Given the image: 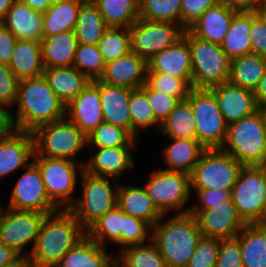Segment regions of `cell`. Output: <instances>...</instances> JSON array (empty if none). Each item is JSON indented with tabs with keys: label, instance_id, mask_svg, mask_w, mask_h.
Here are the masks:
<instances>
[{
	"label": "cell",
	"instance_id": "cell-50",
	"mask_svg": "<svg viewBox=\"0 0 266 267\" xmlns=\"http://www.w3.org/2000/svg\"><path fill=\"white\" fill-rule=\"evenodd\" d=\"M141 89L146 93L148 102L153 110L155 118L162 123L169 113L175 108L179 100L165 93L152 89L145 83Z\"/></svg>",
	"mask_w": 266,
	"mask_h": 267
},
{
	"label": "cell",
	"instance_id": "cell-5",
	"mask_svg": "<svg viewBox=\"0 0 266 267\" xmlns=\"http://www.w3.org/2000/svg\"><path fill=\"white\" fill-rule=\"evenodd\" d=\"M183 37L191 49L192 88H210L226 83L230 76L231 59L221 45L196 37L189 29Z\"/></svg>",
	"mask_w": 266,
	"mask_h": 267
},
{
	"label": "cell",
	"instance_id": "cell-52",
	"mask_svg": "<svg viewBox=\"0 0 266 267\" xmlns=\"http://www.w3.org/2000/svg\"><path fill=\"white\" fill-rule=\"evenodd\" d=\"M197 193L199 203L189 207L188 213L196 217L200 212L215 207L221 202L231 200V190L191 189Z\"/></svg>",
	"mask_w": 266,
	"mask_h": 267
},
{
	"label": "cell",
	"instance_id": "cell-17",
	"mask_svg": "<svg viewBox=\"0 0 266 267\" xmlns=\"http://www.w3.org/2000/svg\"><path fill=\"white\" fill-rule=\"evenodd\" d=\"M203 237L226 239L236 237L246 225L232 199L200 212L196 216Z\"/></svg>",
	"mask_w": 266,
	"mask_h": 267
},
{
	"label": "cell",
	"instance_id": "cell-26",
	"mask_svg": "<svg viewBox=\"0 0 266 267\" xmlns=\"http://www.w3.org/2000/svg\"><path fill=\"white\" fill-rule=\"evenodd\" d=\"M105 248L86 234L55 267H115V253L109 255Z\"/></svg>",
	"mask_w": 266,
	"mask_h": 267
},
{
	"label": "cell",
	"instance_id": "cell-53",
	"mask_svg": "<svg viewBox=\"0 0 266 267\" xmlns=\"http://www.w3.org/2000/svg\"><path fill=\"white\" fill-rule=\"evenodd\" d=\"M215 267H243L239 238L220 239V249Z\"/></svg>",
	"mask_w": 266,
	"mask_h": 267
},
{
	"label": "cell",
	"instance_id": "cell-25",
	"mask_svg": "<svg viewBox=\"0 0 266 267\" xmlns=\"http://www.w3.org/2000/svg\"><path fill=\"white\" fill-rule=\"evenodd\" d=\"M237 12L220 3L208 8L189 30L200 39L221 45Z\"/></svg>",
	"mask_w": 266,
	"mask_h": 267
},
{
	"label": "cell",
	"instance_id": "cell-68",
	"mask_svg": "<svg viewBox=\"0 0 266 267\" xmlns=\"http://www.w3.org/2000/svg\"><path fill=\"white\" fill-rule=\"evenodd\" d=\"M263 5L266 4V0H259Z\"/></svg>",
	"mask_w": 266,
	"mask_h": 267
},
{
	"label": "cell",
	"instance_id": "cell-21",
	"mask_svg": "<svg viewBox=\"0 0 266 267\" xmlns=\"http://www.w3.org/2000/svg\"><path fill=\"white\" fill-rule=\"evenodd\" d=\"M134 147L137 146L95 148L90 160L84 162V170L95 176L118 179L135 167L131 154Z\"/></svg>",
	"mask_w": 266,
	"mask_h": 267
},
{
	"label": "cell",
	"instance_id": "cell-33",
	"mask_svg": "<svg viewBox=\"0 0 266 267\" xmlns=\"http://www.w3.org/2000/svg\"><path fill=\"white\" fill-rule=\"evenodd\" d=\"M266 72V57L248 54L230 61L228 82L237 87L254 91Z\"/></svg>",
	"mask_w": 266,
	"mask_h": 267
},
{
	"label": "cell",
	"instance_id": "cell-36",
	"mask_svg": "<svg viewBox=\"0 0 266 267\" xmlns=\"http://www.w3.org/2000/svg\"><path fill=\"white\" fill-rule=\"evenodd\" d=\"M106 25L93 0H85L79 9L75 34L80 44L98 45L103 37Z\"/></svg>",
	"mask_w": 266,
	"mask_h": 267
},
{
	"label": "cell",
	"instance_id": "cell-61",
	"mask_svg": "<svg viewBox=\"0 0 266 267\" xmlns=\"http://www.w3.org/2000/svg\"><path fill=\"white\" fill-rule=\"evenodd\" d=\"M8 128L7 114L0 108V135Z\"/></svg>",
	"mask_w": 266,
	"mask_h": 267
},
{
	"label": "cell",
	"instance_id": "cell-31",
	"mask_svg": "<svg viewBox=\"0 0 266 267\" xmlns=\"http://www.w3.org/2000/svg\"><path fill=\"white\" fill-rule=\"evenodd\" d=\"M206 148L196 139H175L163 149L166 171H181L190 174Z\"/></svg>",
	"mask_w": 266,
	"mask_h": 267
},
{
	"label": "cell",
	"instance_id": "cell-9",
	"mask_svg": "<svg viewBox=\"0 0 266 267\" xmlns=\"http://www.w3.org/2000/svg\"><path fill=\"white\" fill-rule=\"evenodd\" d=\"M243 165L220 148L205 149L190 175V189L232 190Z\"/></svg>",
	"mask_w": 266,
	"mask_h": 267
},
{
	"label": "cell",
	"instance_id": "cell-63",
	"mask_svg": "<svg viewBox=\"0 0 266 267\" xmlns=\"http://www.w3.org/2000/svg\"><path fill=\"white\" fill-rule=\"evenodd\" d=\"M257 13L263 18L264 22L266 23V4L262 5Z\"/></svg>",
	"mask_w": 266,
	"mask_h": 267
},
{
	"label": "cell",
	"instance_id": "cell-58",
	"mask_svg": "<svg viewBox=\"0 0 266 267\" xmlns=\"http://www.w3.org/2000/svg\"><path fill=\"white\" fill-rule=\"evenodd\" d=\"M254 95L258 107L266 104V72L254 90Z\"/></svg>",
	"mask_w": 266,
	"mask_h": 267
},
{
	"label": "cell",
	"instance_id": "cell-64",
	"mask_svg": "<svg viewBox=\"0 0 266 267\" xmlns=\"http://www.w3.org/2000/svg\"><path fill=\"white\" fill-rule=\"evenodd\" d=\"M259 111L262 114L263 119H264V123L266 125V104L259 106Z\"/></svg>",
	"mask_w": 266,
	"mask_h": 267
},
{
	"label": "cell",
	"instance_id": "cell-10",
	"mask_svg": "<svg viewBox=\"0 0 266 267\" xmlns=\"http://www.w3.org/2000/svg\"><path fill=\"white\" fill-rule=\"evenodd\" d=\"M231 199L245 224H261L266 202V166H243L231 190Z\"/></svg>",
	"mask_w": 266,
	"mask_h": 267
},
{
	"label": "cell",
	"instance_id": "cell-42",
	"mask_svg": "<svg viewBox=\"0 0 266 267\" xmlns=\"http://www.w3.org/2000/svg\"><path fill=\"white\" fill-rule=\"evenodd\" d=\"M136 143L137 139L127 130L106 122L87 135V145L92 144L94 148L136 146Z\"/></svg>",
	"mask_w": 266,
	"mask_h": 267
},
{
	"label": "cell",
	"instance_id": "cell-29",
	"mask_svg": "<svg viewBox=\"0 0 266 267\" xmlns=\"http://www.w3.org/2000/svg\"><path fill=\"white\" fill-rule=\"evenodd\" d=\"M8 67L19 80L43 75L45 67L40 42L18 39Z\"/></svg>",
	"mask_w": 266,
	"mask_h": 267
},
{
	"label": "cell",
	"instance_id": "cell-28",
	"mask_svg": "<svg viewBox=\"0 0 266 267\" xmlns=\"http://www.w3.org/2000/svg\"><path fill=\"white\" fill-rule=\"evenodd\" d=\"M77 44L74 30L63 31L44 38L40 42L44 67L73 66Z\"/></svg>",
	"mask_w": 266,
	"mask_h": 267
},
{
	"label": "cell",
	"instance_id": "cell-55",
	"mask_svg": "<svg viewBox=\"0 0 266 267\" xmlns=\"http://www.w3.org/2000/svg\"><path fill=\"white\" fill-rule=\"evenodd\" d=\"M17 40L13 33L0 23V64L9 65Z\"/></svg>",
	"mask_w": 266,
	"mask_h": 267
},
{
	"label": "cell",
	"instance_id": "cell-13",
	"mask_svg": "<svg viewBox=\"0 0 266 267\" xmlns=\"http://www.w3.org/2000/svg\"><path fill=\"white\" fill-rule=\"evenodd\" d=\"M131 52L146 61L174 45L183 37L184 29L172 22L138 19L130 28Z\"/></svg>",
	"mask_w": 266,
	"mask_h": 267
},
{
	"label": "cell",
	"instance_id": "cell-37",
	"mask_svg": "<svg viewBox=\"0 0 266 267\" xmlns=\"http://www.w3.org/2000/svg\"><path fill=\"white\" fill-rule=\"evenodd\" d=\"M160 133L168 139H196L193 110L188 99L180 100L167 118L161 123Z\"/></svg>",
	"mask_w": 266,
	"mask_h": 267
},
{
	"label": "cell",
	"instance_id": "cell-32",
	"mask_svg": "<svg viewBox=\"0 0 266 267\" xmlns=\"http://www.w3.org/2000/svg\"><path fill=\"white\" fill-rule=\"evenodd\" d=\"M237 237L243 267H266V225L246 224Z\"/></svg>",
	"mask_w": 266,
	"mask_h": 267
},
{
	"label": "cell",
	"instance_id": "cell-19",
	"mask_svg": "<svg viewBox=\"0 0 266 267\" xmlns=\"http://www.w3.org/2000/svg\"><path fill=\"white\" fill-rule=\"evenodd\" d=\"M209 89L214 93L227 124L239 121L259 110L254 91L237 87L229 82L212 86Z\"/></svg>",
	"mask_w": 266,
	"mask_h": 267
},
{
	"label": "cell",
	"instance_id": "cell-45",
	"mask_svg": "<svg viewBox=\"0 0 266 267\" xmlns=\"http://www.w3.org/2000/svg\"><path fill=\"white\" fill-rule=\"evenodd\" d=\"M105 64L97 45L77 44L73 67L82 72L89 80L100 79Z\"/></svg>",
	"mask_w": 266,
	"mask_h": 267
},
{
	"label": "cell",
	"instance_id": "cell-67",
	"mask_svg": "<svg viewBox=\"0 0 266 267\" xmlns=\"http://www.w3.org/2000/svg\"><path fill=\"white\" fill-rule=\"evenodd\" d=\"M3 212H4V208L2 207V204H0V219H1Z\"/></svg>",
	"mask_w": 266,
	"mask_h": 267
},
{
	"label": "cell",
	"instance_id": "cell-47",
	"mask_svg": "<svg viewBox=\"0 0 266 267\" xmlns=\"http://www.w3.org/2000/svg\"><path fill=\"white\" fill-rule=\"evenodd\" d=\"M152 227L145 221L124 213V225L121 230V250L126 247L146 243L151 239Z\"/></svg>",
	"mask_w": 266,
	"mask_h": 267
},
{
	"label": "cell",
	"instance_id": "cell-49",
	"mask_svg": "<svg viewBox=\"0 0 266 267\" xmlns=\"http://www.w3.org/2000/svg\"><path fill=\"white\" fill-rule=\"evenodd\" d=\"M19 81L7 65L0 64V108L6 114L17 100Z\"/></svg>",
	"mask_w": 266,
	"mask_h": 267
},
{
	"label": "cell",
	"instance_id": "cell-12",
	"mask_svg": "<svg viewBox=\"0 0 266 267\" xmlns=\"http://www.w3.org/2000/svg\"><path fill=\"white\" fill-rule=\"evenodd\" d=\"M153 204L162 214L175 210L176 214L188 213L184 205L191 197L190 175L181 171H166L161 168L151 172L144 186Z\"/></svg>",
	"mask_w": 266,
	"mask_h": 267
},
{
	"label": "cell",
	"instance_id": "cell-40",
	"mask_svg": "<svg viewBox=\"0 0 266 267\" xmlns=\"http://www.w3.org/2000/svg\"><path fill=\"white\" fill-rule=\"evenodd\" d=\"M124 225V212L116 206L101 216L87 231L86 234L95 242L105 247L109 239L111 243L121 245V230ZM107 239V240H106Z\"/></svg>",
	"mask_w": 266,
	"mask_h": 267
},
{
	"label": "cell",
	"instance_id": "cell-38",
	"mask_svg": "<svg viewBox=\"0 0 266 267\" xmlns=\"http://www.w3.org/2000/svg\"><path fill=\"white\" fill-rule=\"evenodd\" d=\"M108 27L130 28L139 19V0H93Z\"/></svg>",
	"mask_w": 266,
	"mask_h": 267
},
{
	"label": "cell",
	"instance_id": "cell-51",
	"mask_svg": "<svg viewBox=\"0 0 266 267\" xmlns=\"http://www.w3.org/2000/svg\"><path fill=\"white\" fill-rule=\"evenodd\" d=\"M220 3L221 0H182L180 26L189 29L208 8Z\"/></svg>",
	"mask_w": 266,
	"mask_h": 267
},
{
	"label": "cell",
	"instance_id": "cell-6",
	"mask_svg": "<svg viewBox=\"0 0 266 267\" xmlns=\"http://www.w3.org/2000/svg\"><path fill=\"white\" fill-rule=\"evenodd\" d=\"M34 150L38 156L69 159L87 146V136L67 117L43 124L33 132Z\"/></svg>",
	"mask_w": 266,
	"mask_h": 267
},
{
	"label": "cell",
	"instance_id": "cell-18",
	"mask_svg": "<svg viewBox=\"0 0 266 267\" xmlns=\"http://www.w3.org/2000/svg\"><path fill=\"white\" fill-rule=\"evenodd\" d=\"M32 132L7 128L0 135V179L26 167L34 155Z\"/></svg>",
	"mask_w": 266,
	"mask_h": 267
},
{
	"label": "cell",
	"instance_id": "cell-16",
	"mask_svg": "<svg viewBox=\"0 0 266 267\" xmlns=\"http://www.w3.org/2000/svg\"><path fill=\"white\" fill-rule=\"evenodd\" d=\"M66 117L86 136L102 122L100 80L90 81L87 86L66 105Z\"/></svg>",
	"mask_w": 266,
	"mask_h": 267
},
{
	"label": "cell",
	"instance_id": "cell-41",
	"mask_svg": "<svg viewBox=\"0 0 266 267\" xmlns=\"http://www.w3.org/2000/svg\"><path fill=\"white\" fill-rule=\"evenodd\" d=\"M128 111L132 124V136L137 139L139 130L156 126L160 130L161 123L155 118L153 110L148 102L146 93L141 89L131 91L128 103Z\"/></svg>",
	"mask_w": 266,
	"mask_h": 267
},
{
	"label": "cell",
	"instance_id": "cell-35",
	"mask_svg": "<svg viewBox=\"0 0 266 267\" xmlns=\"http://www.w3.org/2000/svg\"><path fill=\"white\" fill-rule=\"evenodd\" d=\"M253 20V12H237L225 36L222 49L232 60L236 57L252 53L249 31Z\"/></svg>",
	"mask_w": 266,
	"mask_h": 267
},
{
	"label": "cell",
	"instance_id": "cell-4",
	"mask_svg": "<svg viewBox=\"0 0 266 267\" xmlns=\"http://www.w3.org/2000/svg\"><path fill=\"white\" fill-rule=\"evenodd\" d=\"M220 149L243 166H266V125L260 111L228 124Z\"/></svg>",
	"mask_w": 266,
	"mask_h": 267
},
{
	"label": "cell",
	"instance_id": "cell-22",
	"mask_svg": "<svg viewBox=\"0 0 266 267\" xmlns=\"http://www.w3.org/2000/svg\"><path fill=\"white\" fill-rule=\"evenodd\" d=\"M147 72H159L177 78H192L191 49L182 37L147 61Z\"/></svg>",
	"mask_w": 266,
	"mask_h": 267
},
{
	"label": "cell",
	"instance_id": "cell-2",
	"mask_svg": "<svg viewBox=\"0 0 266 267\" xmlns=\"http://www.w3.org/2000/svg\"><path fill=\"white\" fill-rule=\"evenodd\" d=\"M86 231L69 209L47 214L27 258L34 267H55Z\"/></svg>",
	"mask_w": 266,
	"mask_h": 267
},
{
	"label": "cell",
	"instance_id": "cell-59",
	"mask_svg": "<svg viewBox=\"0 0 266 267\" xmlns=\"http://www.w3.org/2000/svg\"><path fill=\"white\" fill-rule=\"evenodd\" d=\"M31 9L44 13L50 6L48 0H21Z\"/></svg>",
	"mask_w": 266,
	"mask_h": 267
},
{
	"label": "cell",
	"instance_id": "cell-3",
	"mask_svg": "<svg viewBox=\"0 0 266 267\" xmlns=\"http://www.w3.org/2000/svg\"><path fill=\"white\" fill-rule=\"evenodd\" d=\"M164 216L166 214L152 227L151 239L163 256L166 267H186L202 237L197 219L185 213L175 214L163 222Z\"/></svg>",
	"mask_w": 266,
	"mask_h": 267
},
{
	"label": "cell",
	"instance_id": "cell-30",
	"mask_svg": "<svg viewBox=\"0 0 266 267\" xmlns=\"http://www.w3.org/2000/svg\"><path fill=\"white\" fill-rule=\"evenodd\" d=\"M43 75L53 92L66 105L91 81L73 66L45 68Z\"/></svg>",
	"mask_w": 266,
	"mask_h": 267
},
{
	"label": "cell",
	"instance_id": "cell-8",
	"mask_svg": "<svg viewBox=\"0 0 266 267\" xmlns=\"http://www.w3.org/2000/svg\"><path fill=\"white\" fill-rule=\"evenodd\" d=\"M32 161L38 166L49 199L59 209H69L76 200L73 194L77 190V168L81 174L85 163L78 166L69 159L46 158L35 152Z\"/></svg>",
	"mask_w": 266,
	"mask_h": 267
},
{
	"label": "cell",
	"instance_id": "cell-56",
	"mask_svg": "<svg viewBox=\"0 0 266 267\" xmlns=\"http://www.w3.org/2000/svg\"><path fill=\"white\" fill-rule=\"evenodd\" d=\"M221 3L238 12H257L263 5L259 0H221Z\"/></svg>",
	"mask_w": 266,
	"mask_h": 267
},
{
	"label": "cell",
	"instance_id": "cell-66",
	"mask_svg": "<svg viewBox=\"0 0 266 267\" xmlns=\"http://www.w3.org/2000/svg\"><path fill=\"white\" fill-rule=\"evenodd\" d=\"M60 1H63V0H48L49 5L57 4Z\"/></svg>",
	"mask_w": 266,
	"mask_h": 267
},
{
	"label": "cell",
	"instance_id": "cell-7",
	"mask_svg": "<svg viewBox=\"0 0 266 267\" xmlns=\"http://www.w3.org/2000/svg\"><path fill=\"white\" fill-rule=\"evenodd\" d=\"M82 197L77 198L69 210L87 231L101 216L117 206L119 184L115 188L107 177L95 176L85 170L81 173Z\"/></svg>",
	"mask_w": 266,
	"mask_h": 267
},
{
	"label": "cell",
	"instance_id": "cell-24",
	"mask_svg": "<svg viewBox=\"0 0 266 267\" xmlns=\"http://www.w3.org/2000/svg\"><path fill=\"white\" fill-rule=\"evenodd\" d=\"M131 89L113 86L100 81V101L103 120L120 126L132 135V124L128 111Z\"/></svg>",
	"mask_w": 266,
	"mask_h": 267
},
{
	"label": "cell",
	"instance_id": "cell-54",
	"mask_svg": "<svg viewBox=\"0 0 266 267\" xmlns=\"http://www.w3.org/2000/svg\"><path fill=\"white\" fill-rule=\"evenodd\" d=\"M249 37L252 54L266 57V23L257 12H253Z\"/></svg>",
	"mask_w": 266,
	"mask_h": 267
},
{
	"label": "cell",
	"instance_id": "cell-27",
	"mask_svg": "<svg viewBox=\"0 0 266 267\" xmlns=\"http://www.w3.org/2000/svg\"><path fill=\"white\" fill-rule=\"evenodd\" d=\"M117 206L127 215L139 218L153 227L163 214L153 204L145 187L119 185Z\"/></svg>",
	"mask_w": 266,
	"mask_h": 267
},
{
	"label": "cell",
	"instance_id": "cell-44",
	"mask_svg": "<svg viewBox=\"0 0 266 267\" xmlns=\"http://www.w3.org/2000/svg\"><path fill=\"white\" fill-rule=\"evenodd\" d=\"M97 46L105 63L125 56L131 51L129 28L108 27Z\"/></svg>",
	"mask_w": 266,
	"mask_h": 267
},
{
	"label": "cell",
	"instance_id": "cell-11",
	"mask_svg": "<svg viewBox=\"0 0 266 267\" xmlns=\"http://www.w3.org/2000/svg\"><path fill=\"white\" fill-rule=\"evenodd\" d=\"M195 118L197 140L206 148H221L228 124L214 93L208 88H192L187 97Z\"/></svg>",
	"mask_w": 266,
	"mask_h": 267
},
{
	"label": "cell",
	"instance_id": "cell-46",
	"mask_svg": "<svg viewBox=\"0 0 266 267\" xmlns=\"http://www.w3.org/2000/svg\"><path fill=\"white\" fill-rule=\"evenodd\" d=\"M146 83L152 89L176 97L179 101L187 99L192 89V78H177L159 72H147Z\"/></svg>",
	"mask_w": 266,
	"mask_h": 267
},
{
	"label": "cell",
	"instance_id": "cell-57",
	"mask_svg": "<svg viewBox=\"0 0 266 267\" xmlns=\"http://www.w3.org/2000/svg\"><path fill=\"white\" fill-rule=\"evenodd\" d=\"M21 258L22 257L13 249L7 247L5 244L0 243V267L11 266Z\"/></svg>",
	"mask_w": 266,
	"mask_h": 267
},
{
	"label": "cell",
	"instance_id": "cell-43",
	"mask_svg": "<svg viewBox=\"0 0 266 267\" xmlns=\"http://www.w3.org/2000/svg\"><path fill=\"white\" fill-rule=\"evenodd\" d=\"M182 0H139V18L180 25Z\"/></svg>",
	"mask_w": 266,
	"mask_h": 267
},
{
	"label": "cell",
	"instance_id": "cell-23",
	"mask_svg": "<svg viewBox=\"0 0 266 267\" xmlns=\"http://www.w3.org/2000/svg\"><path fill=\"white\" fill-rule=\"evenodd\" d=\"M19 40L41 42L43 36V13L31 9L21 0H14L1 22Z\"/></svg>",
	"mask_w": 266,
	"mask_h": 267
},
{
	"label": "cell",
	"instance_id": "cell-15",
	"mask_svg": "<svg viewBox=\"0 0 266 267\" xmlns=\"http://www.w3.org/2000/svg\"><path fill=\"white\" fill-rule=\"evenodd\" d=\"M16 181L8 208L51 214L59 208L49 199L38 166L32 161Z\"/></svg>",
	"mask_w": 266,
	"mask_h": 267
},
{
	"label": "cell",
	"instance_id": "cell-65",
	"mask_svg": "<svg viewBox=\"0 0 266 267\" xmlns=\"http://www.w3.org/2000/svg\"><path fill=\"white\" fill-rule=\"evenodd\" d=\"M261 224L262 225H266V202L263 208V213H262V217H261Z\"/></svg>",
	"mask_w": 266,
	"mask_h": 267
},
{
	"label": "cell",
	"instance_id": "cell-48",
	"mask_svg": "<svg viewBox=\"0 0 266 267\" xmlns=\"http://www.w3.org/2000/svg\"><path fill=\"white\" fill-rule=\"evenodd\" d=\"M219 249L220 239L202 236L186 267H215Z\"/></svg>",
	"mask_w": 266,
	"mask_h": 267
},
{
	"label": "cell",
	"instance_id": "cell-60",
	"mask_svg": "<svg viewBox=\"0 0 266 267\" xmlns=\"http://www.w3.org/2000/svg\"><path fill=\"white\" fill-rule=\"evenodd\" d=\"M14 0H0V23L4 20Z\"/></svg>",
	"mask_w": 266,
	"mask_h": 267
},
{
	"label": "cell",
	"instance_id": "cell-14",
	"mask_svg": "<svg viewBox=\"0 0 266 267\" xmlns=\"http://www.w3.org/2000/svg\"><path fill=\"white\" fill-rule=\"evenodd\" d=\"M46 214L38 211L14 210L6 208L0 219V243L13 249L22 258H27L28 252L23 253L26 246L33 243Z\"/></svg>",
	"mask_w": 266,
	"mask_h": 267
},
{
	"label": "cell",
	"instance_id": "cell-20",
	"mask_svg": "<svg viewBox=\"0 0 266 267\" xmlns=\"http://www.w3.org/2000/svg\"><path fill=\"white\" fill-rule=\"evenodd\" d=\"M147 69V61L130 51L125 56L106 63L99 80L113 86L139 89L146 83Z\"/></svg>",
	"mask_w": 266,
	"mask_h": 267
},
{
	"label": "cell",
	"instance_id": "cell-1",
	"mask_svg": "<svg viewBox=\"0 0 266 267\" xmlns=\"http://www.w3.org/2000/svg\"><path fill=\"white\" fill-rule=\"evenodd\" d=\"M17 114L7 113L9 128L33 132L37 127L66 117V104L53 92L44 75L19 81Z\"/></svg>",
	"mask_w": 266,
	"mask_h": 267
},
{
	"label": "cell",
	"instance_id": "cell-62",
	"mask_svg": "<svg viewBox=\"0 0 266 267\" xmlns=\"http://www.w3.org/2000/svg\"><path fill=\"white\" fill-rule=\"evenodd\" d=\"M8 267H34V265L29 261L28 258H21L15 264Z\"/></svg>",
	"mask_w": 266,
	"mask_h": 267
},
{
	"label": "cell",
	"instance_id": "cell-34",
	"mask_svg": "<svg viewBox=\"0 0 266 267\" xmlns=\"http://www.w3.org/2000/svg\"><path fill=\"white\" fill-rule=\"evenodd\" d=\"M84 1L63 0L50 5L43 13L44 38L63 31L75 30L79 9Z\"/></svg>",
	"mask_w": 266,
	"mask_h": 267
},
{
	"label": "cell",
	"instance_id": "cell-39",
	"mask_svg": "<svg viewBox=\"0 0 266 267\" xmlns=\"http://www.w3.org/2000/svg\"><path fill=\"white\" fill-rule=\"evenodd\" d=\"M150 243V244H149ZM133 245L115 255L116 267H166L155 242Z\"/></svg>",
	"mask_w": 266,
	"mask_h": 267
}]
</instances>
